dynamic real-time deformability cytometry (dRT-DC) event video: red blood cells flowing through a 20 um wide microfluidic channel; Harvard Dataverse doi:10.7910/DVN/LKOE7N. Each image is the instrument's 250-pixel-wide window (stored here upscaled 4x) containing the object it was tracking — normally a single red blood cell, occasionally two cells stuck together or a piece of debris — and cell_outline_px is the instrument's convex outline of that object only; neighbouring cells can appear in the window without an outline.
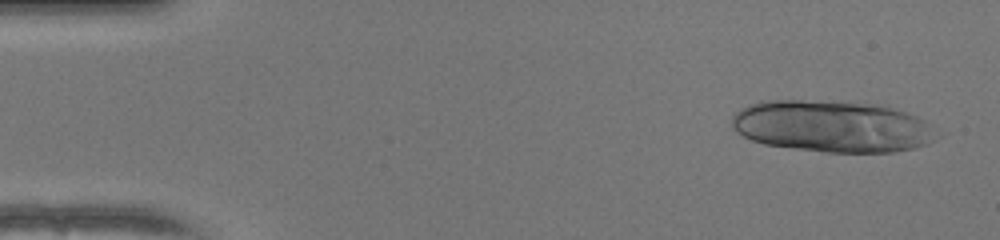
{"species": "human", "species_latin": "Homo sapiens", "temperature_condition": "warm", "stored_images_in_passage": 29, "camera_frame_rate_fps": 3000, "um_per_image_px": 0.085, "donor": {"sex": "female"}, "frame": {"image": 1, "passage_image": 3, "time_ms": 0.667, "image_size_px": [1000, 240], "cell_outline_px": [[944, 132], [940, 136], [928, 144], [896, 152], [828, 152], [764, 144], [752, 140], [736, 132], [732, 128], [732, 116], [740, 108], [748, 104], [760, 100], [800, 100], [888, 104], [916, 116], [924, 120]], "centroid_in_image_um": [70.81, 10.72], "position_along_channel_um": 14.2, "area_um2": 62.66}}
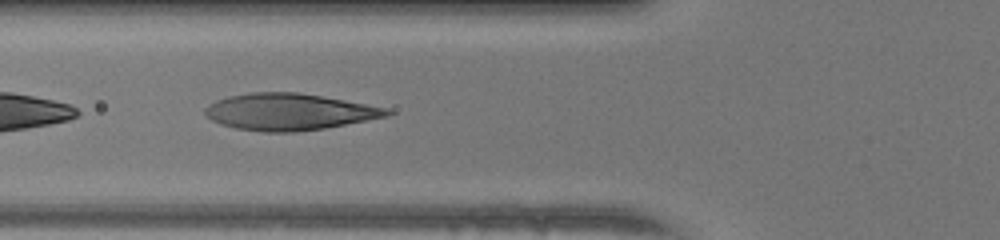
{"frame": {"image": 2, "passage_image": 19, "time_ms": 6.0, "image_size_px": [1000, 240], "cell_outline_px": [[392, 112], [388, 116], [324, 128], [296, 132], [264, 132], [236, 128], [220, 124], [212, 120], [204, 112], [204, 108], [208, 104], [216, 100], [228, 96], [252, 92], [296, 92], [344, 100], [388, 108]], "centroid_in_image_um": [24.54, 9.5], "position_along_channel_um": 101.3, "area_um2": 38.61}}
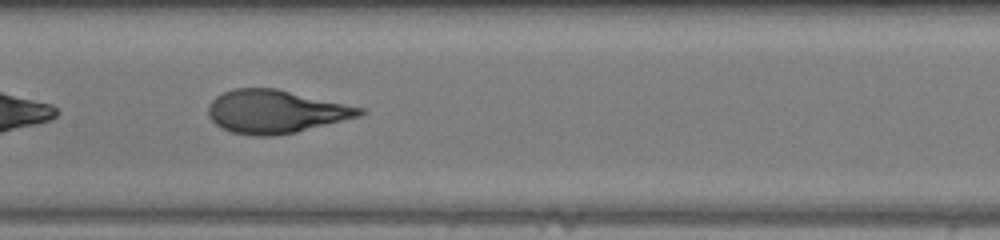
{"frame": {"image": 3, "passage_image": 25, "time_ms": 8.0, "image_size_px": [1000, 240], "cell_outline_px": [[368, 112], [360, 116], [296, 132], [272, 136], [252, 136], [232, 132], [220, 128], [208, 116], [208, 104], [216, 96], [232, 88], [276, 88], [368, 108]], "centroid_in_image_um": [23.45, 9.48], "position_along_channel_um": 183.9, "area_um2": 38.49}}